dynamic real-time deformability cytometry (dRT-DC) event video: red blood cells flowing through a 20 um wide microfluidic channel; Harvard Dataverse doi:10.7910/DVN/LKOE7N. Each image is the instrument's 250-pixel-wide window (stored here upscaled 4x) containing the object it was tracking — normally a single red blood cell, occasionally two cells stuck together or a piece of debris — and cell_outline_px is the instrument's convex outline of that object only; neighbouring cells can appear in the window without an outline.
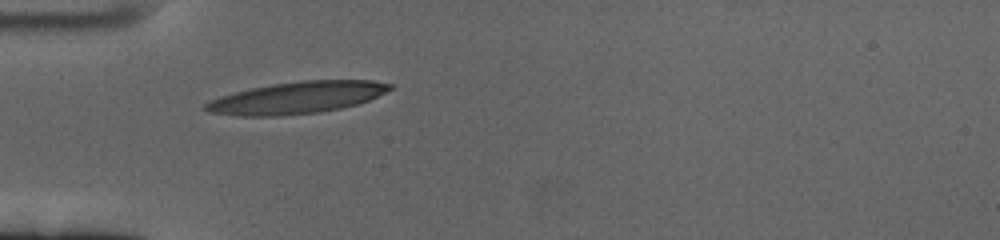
{"species": "human", "species_latin": "Homo sapiens", "temperature_condition": "cold", "stored_images_in_passage": 42, "camera_frame_rate_fps": 3000, "um_per_image_px": 0.085, "donor": {"sex": "female"}, "frame": {"image": 1, "passage_image": 1, "time_ms": 0.0, "image_size_px": [1000, 240], "cell_outline_px": [[392, 88], [368, 100], [356, 104], [340, 108], [320, 112], [280, 116], [236, 116], [208, 112], [204, 108], [204, 104], [208, 100], [220, 96], [252, 88], [272, 84], [300, 80], [372, 80], [392, 84]], "centroid_in_image_um": [25.19, 8.3], "position_along_channel_um": 59.8, "area_um2": 34.16}}
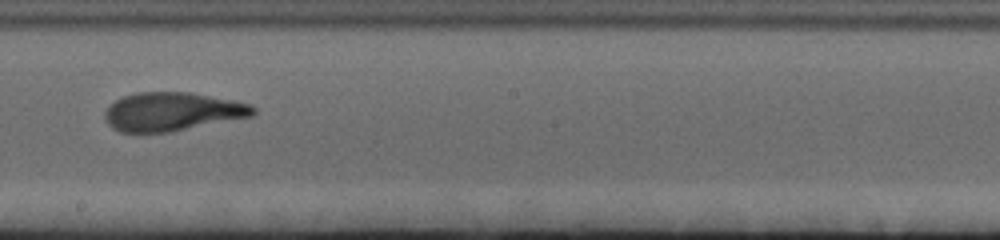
{"frame": {"image": 2, "passage_image": 17, "time_ms": 5.333, "image_size_px": [1000, 240], "cell_outline_px": [[256, 112], [252, 116], [168, 132], [120, 132], [112, 128], [108, 124], [104, 116], [104, 112], [116, 100], [124, 96], [136, 92], [188, 92], [232, 100], [252, 104], [256, 108]], "centroid_in_image_um": [14.63, 9.49], "position_along_channel_um": 233.6, "area_um2": 33.06}}
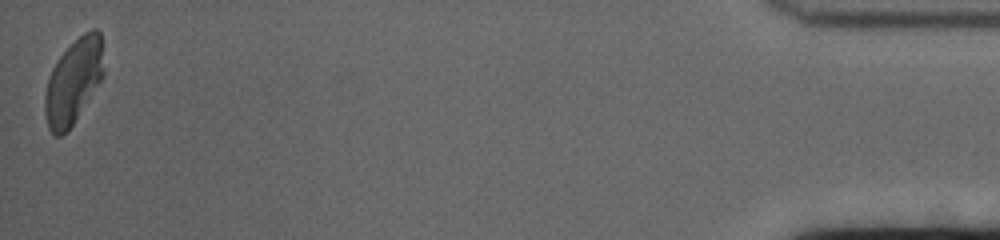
{"frame": {"image": 3, "passage_image": 42, "time_ms": 13.667, "image_size_px": [1000, 240], "cell_outline_px": [[104, 76], [72, 124], [60, 136], [56, 136], [48, 128], [44, 112], [44, 96], [48, 80], [52, 68], [56, 60], [84, 32], [92, 28], [96, 28], [100, 32], [104, 68]], "centroid_in_image_um": [6.24, 6.9], "position_along_channel_um": 429.0, "area_um2": 28.73}, "authors_computed_cell_mechanics": {"area_um2": 32.7437, "velocity_mm_per_s": 3.3659, "shape_relaxation_time_tau1_ms": 5.7062, "shape_relaxation_time_tau2_ms": 1.67, "deformation_change_tau1": 0.2512, "deformation_change_tau2": 0.0963}}